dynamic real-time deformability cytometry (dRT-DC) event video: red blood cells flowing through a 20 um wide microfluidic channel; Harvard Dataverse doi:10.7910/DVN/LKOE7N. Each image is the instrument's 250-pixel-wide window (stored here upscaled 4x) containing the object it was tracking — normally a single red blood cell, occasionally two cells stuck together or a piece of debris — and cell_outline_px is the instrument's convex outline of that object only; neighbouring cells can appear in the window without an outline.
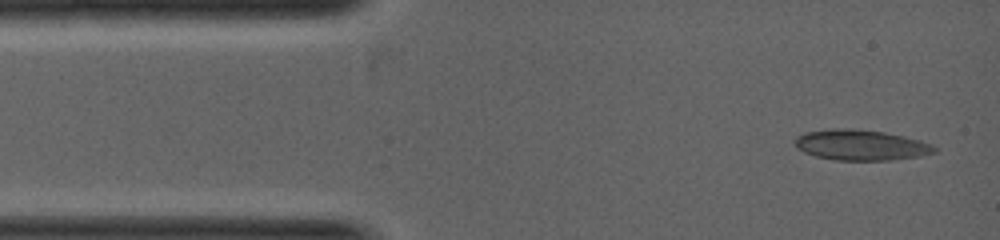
{"species": "common noctule bat (a hibernating species)", "species_latin": "Nyctalus noctula", "temperature_condition": "warm", "stored_images_in_passage": 4, "camera_frame_rate_fps": 5000, "um_per_image_px": 0.085, "animal": {"sex": "female", "body_mass_g": 19.0, "forearm_length_mm": 53.3}, "frame": {"image": 1, "passage_image": 1, "time_ms": 0.0, "image_size_px": [1000, 240], "cell_outline_px": [[936, 152], [920, 156], [888, 160], [832, 160], [816, 156], [804, 152], [796, 148], [796, 136], [804, 132], [832, 128], [848, 128], [884, 132], [904, 136], [920, 140], [932, 144], [936, 148]], "centroid_in_image_um": [73.16, 12.32], "position_along_channel_um": 11.8, "area_um2": 24.85}}
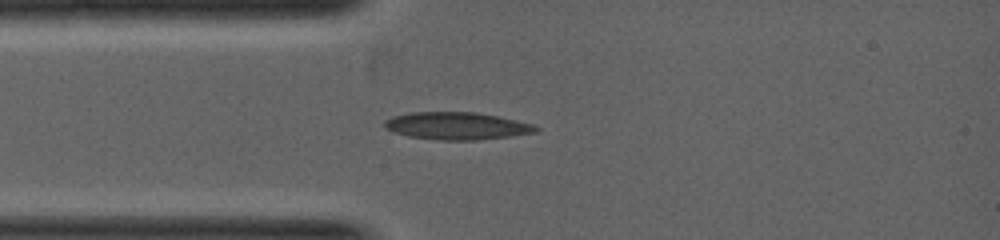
{"frame": {"image": 2, "passage_image": 4, "time_ms": 1.2, "image_size_px": [1000, 240], "cell_outline_px": [[540, 128], [536, 132], [508, 136], [476, 140], [444, 140], [408, 136], [384, 128], [384, 120], [392, 116], [408, 112], [476, 112], [516, 120], [532, 124]], "centroid_in_image_um": [38.79, 10.69], "position_along_channel_um": 46.2, "area_um2": 23.99}}